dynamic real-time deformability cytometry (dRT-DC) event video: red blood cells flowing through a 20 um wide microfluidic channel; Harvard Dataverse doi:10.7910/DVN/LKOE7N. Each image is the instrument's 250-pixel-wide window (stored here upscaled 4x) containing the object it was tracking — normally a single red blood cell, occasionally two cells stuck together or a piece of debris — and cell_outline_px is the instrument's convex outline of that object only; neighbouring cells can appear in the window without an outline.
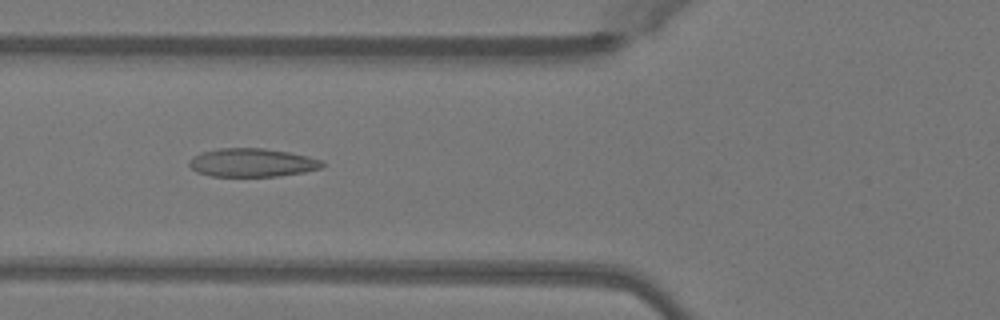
{"species": "Egyptian fruit bat (a non-hibernating species)", "species_latin": "Rousettus aegyptiacus", "temperature_condition": "warm", "stored_images_in_passage": 41, "camera_frame_rate_fps": 3000, "um_per_image_px": 0.085, "animal": {"sex": "female"}, "frame": {"image": 1, "passage_image": 15, "time_ms": 4.667, "image_size_px": [1000, 320], "cell_outline_px": [[324, 164], [320, 168], [304, 172], [276, 176], [212, 176], [196, 172], [188, 164], [188, 160], [192, 156], [200, 152], [216, 148], [264, 148], [288, 152], [308, 156], [324, 160]], "centroid_in_image_um": [21.39, 13.81], "position_along_channel_um": 104.4, "area_um2": 22.2}}
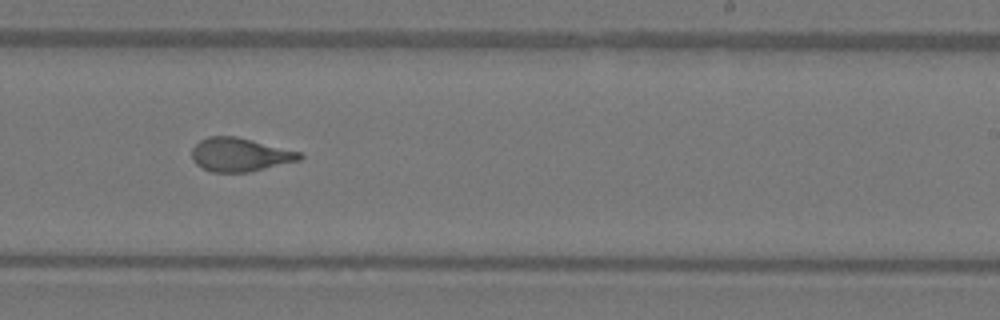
{"frame": {"image": 2, "passage_image": 27, "time_ms": 8.667, "image_size_px": [1000, 320], "cell_outline_px": [[304, 156], [300, 160], [248, 172], [212, 172], [196, 164], [192, 160], [192, 148], [200, 140], [208, 136], [236, 136], [300, 152]], "centroid_in_image_um": [20.37, 13.14], "position_along_channel_um": 268.6, "area_um2": 20.92}}
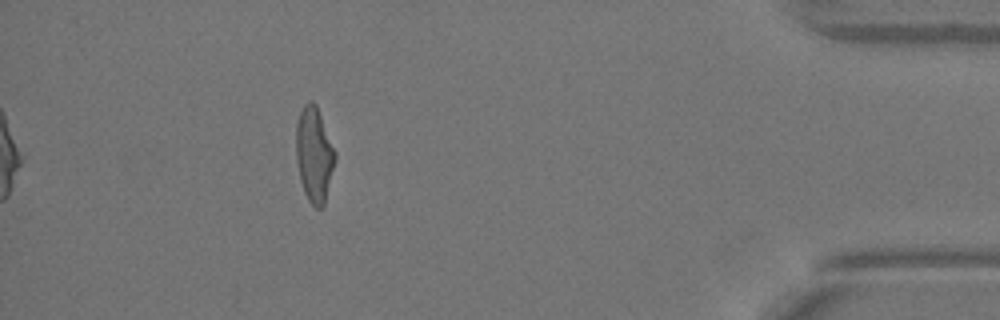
{"frame": {"image": 3, "passage_image": 41, "time_ms": 13.333, "image_size_px": [1000, 320], "cell_outline_px": [[336, 160], [324, 204], [320, 208], [316, 208], [308, 200], [304, 192], [300, 180], [296, 160], [296, 124], [300, 112], [304, 104], [308, 100], [312, 100], [316, 104], [336, 152]], "centroid_in_image_um": [26.7, 13.12], "position_along_channel_um": 408.5, "area_um2": 21.68}, "authors_computed_cell_mechanics": {"area_um2": 21.7328, "velocity_mm_per_s": 4.1057, "shape_relaxation_time_tau1_ms": 8.5989, "shape_relaxation_time_tau2_ms": 1.129, "deformation_change_tau1": 0.2556, "deformation_change_tau2": 0.0916}}